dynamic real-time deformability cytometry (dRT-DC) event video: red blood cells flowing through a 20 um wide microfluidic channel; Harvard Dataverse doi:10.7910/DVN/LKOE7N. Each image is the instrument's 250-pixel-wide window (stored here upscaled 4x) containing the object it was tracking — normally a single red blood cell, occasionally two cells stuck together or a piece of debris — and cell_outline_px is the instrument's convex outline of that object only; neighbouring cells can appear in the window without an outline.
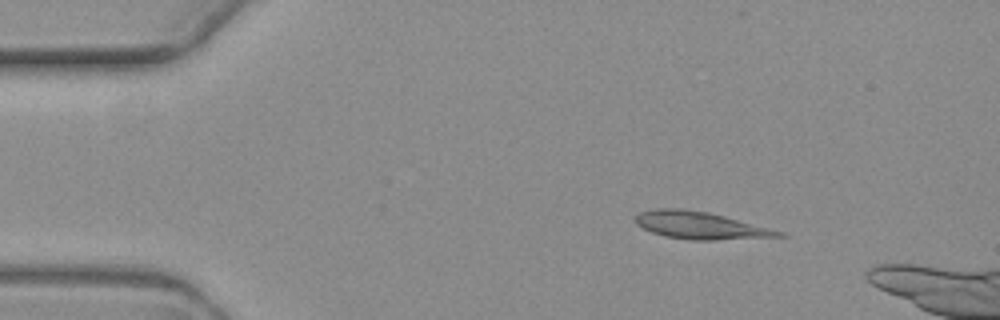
{"species": "common noctule bat (a hibernating species)", "species_latin": "Nyctalus noctula", "temperature_condition": "warm", "stored_images_in_passage": 4, "camera_frame_rate_fps": 3000, "um_per_image_px": 0.085, "animal": {"sex": "female", "body_mass_g": 19.3, "forearm_length_mm": 54.1}, "frame": {"image": 1, "passage_image": 2, "time_ms": 1.333, "image_size_px": [1000, 320], "cell_outline_px": [[788, 236], [716, 240], [688, 240], [664, 236], [652, 232], [636, 224], [632, 220], [632, 216], [640, 212], [656, 208], [684, 208], [708, 212], [724, 216], [784, 232]], "centroid_in_image_um": [59.46, 19.15], "position_along_channel_um": 25.5, "area_um2": 22.95}}